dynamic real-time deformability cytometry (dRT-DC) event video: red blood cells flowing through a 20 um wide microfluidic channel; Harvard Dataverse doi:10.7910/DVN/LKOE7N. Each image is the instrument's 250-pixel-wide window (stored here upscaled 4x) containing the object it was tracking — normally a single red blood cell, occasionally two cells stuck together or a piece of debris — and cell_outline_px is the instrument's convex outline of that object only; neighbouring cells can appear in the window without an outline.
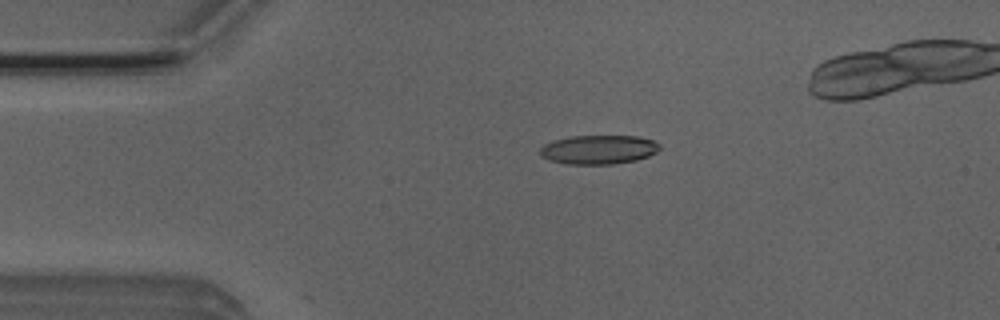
{"species": "Egyptian fruit bat (a non-hibernating species)", "species_latin": "Rousettus aegyptiacus", "temperature_condition": "room temperature", "stored_images_in_passage": 3, "camera_frame_rate_fps": 3000, "um_per_image_px": 0.085, "animal": {"sex": "male"}, "frame": {"image": 1, "passage_image": 1, "time_ms": 0.0, "image_size_px": [1000, 320], "cell_outline_px": [[660, 148], [656, 152], [648, 156], [636, 160], [612, 164], [568, 164], [548, 160], [540, 156], [540, 148], [544, 144], [552, 140], [568, 136], [636, 136], [652, 140], [660, 144]], "centroid_in_image_um": [50.84, 12.71], "position_along_channel_um": 34.2, "area_um2": 20.35}}